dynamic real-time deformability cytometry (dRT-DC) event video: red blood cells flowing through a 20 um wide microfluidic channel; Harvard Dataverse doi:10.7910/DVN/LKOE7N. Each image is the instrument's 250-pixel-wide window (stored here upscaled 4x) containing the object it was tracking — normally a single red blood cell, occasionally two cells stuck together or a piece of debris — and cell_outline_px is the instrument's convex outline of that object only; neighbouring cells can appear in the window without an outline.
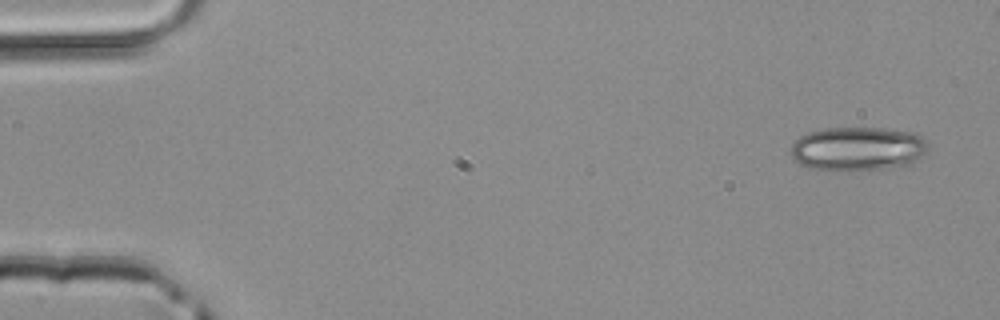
{"species": "common noctule bat (a hibernating species)", "species_latin": "Nyctalus noctula", "temperature_condition": "room temperature", "stored_images_in_passage": 4, "camera_frame_rate_fps": 3000, "um_per_image_px": 0.085, "animal": {"sex": "male", "body_mass_g": 20.4}, "frame": {"image": 1, "passage_image": 1, "time_ms": 0.0, "image_size_px": [1000, 320], "cell_outline_px": [[928, 148], [912, 164], [884, 168], [808, 168], [800, 164], [792, 156], [792, 144], [800, 136], [808, 132], [824, 128], [884, 128], [916, 132], [928, 144]], "centroid_in_image_um": [72.93, 12.59], "position_along_channel_um": 12.1, "area_um2": 34.33}}